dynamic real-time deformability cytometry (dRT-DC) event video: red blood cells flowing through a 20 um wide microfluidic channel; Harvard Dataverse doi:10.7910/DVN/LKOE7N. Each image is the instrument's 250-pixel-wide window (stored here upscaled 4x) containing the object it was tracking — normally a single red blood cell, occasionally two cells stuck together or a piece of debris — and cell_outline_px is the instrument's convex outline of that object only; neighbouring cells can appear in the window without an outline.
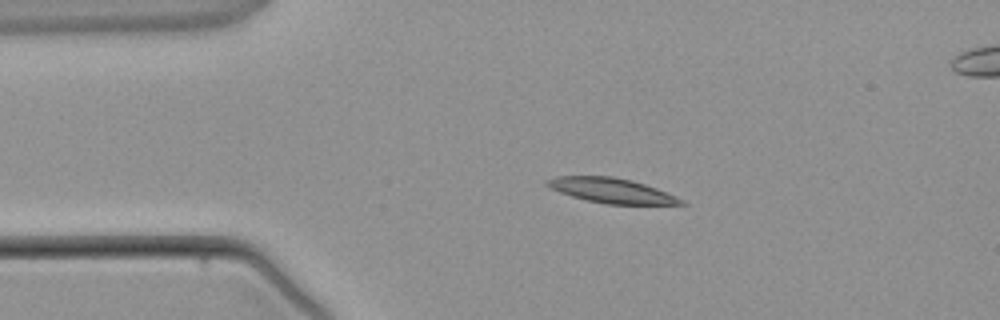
{"species": "common noctule bat (a hibernating species)", "species_latin": "Nyctalus noctula", "temperature_condition": "warm", "stored_images_in_passage": 3, "camera_frame_rate_fps": 3000, "um_per_image_px": 0.085, "animal": {"sex": "male", "body_mass_g": 21.5, "forearm_length_mm": 52.0}, "frame": {"image": 1, "passage_image": 2, "time_ms": 1.333, "image_size_px": [1000, 320], "cell_outline_px": [[688, 204], [604, 204], [572, 196], [560, 192], [544, 184], [544, 180], [556, 176], [612, 176], [632, 180], [668, 192], [684, 200]], "centroid_in_image_um": [51.98, 16.19], "position_along_channel_um": 33.0, "area_um2": 19.36}}